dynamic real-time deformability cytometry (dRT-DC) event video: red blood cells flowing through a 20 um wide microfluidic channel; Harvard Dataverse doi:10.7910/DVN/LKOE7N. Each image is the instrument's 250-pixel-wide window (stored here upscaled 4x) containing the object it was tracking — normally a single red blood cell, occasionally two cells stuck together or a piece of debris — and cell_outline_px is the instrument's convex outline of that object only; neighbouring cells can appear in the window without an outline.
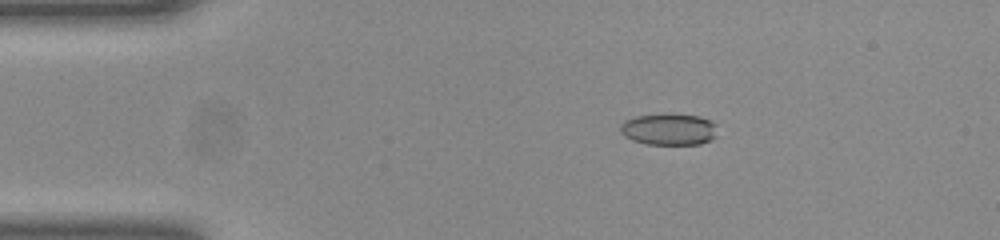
{"species": "common noctule bat (a hibernating species)", "species_latin": "Nyctalus noctula", "temperature_condition": "room temperature", "stored_images_in_passage": 50, "camera_frame_rate_fps": 3000, "um_per_image_px": 0.085, "animal": {"sex": "female", "body_mass_g": 23.0, "forearm_length_mm": 53.4}, "frame": {"image": 1, "passage_image": 9, "time_ms": 2.667, "image_size_px": [1000, 240], "cell_outline_px": [[716, 136], [712, 140], [700, 144], [644, 144], [632, 140], [624, 136], [620, 132], [620, 124], [624, 120], [636, 116], [700, 116], [712, 120], [716, 124]], "centroid_in_image_um": [56.87, 11.03], "position_along_channel_um": 28.1, "area_um2": 17.57}}
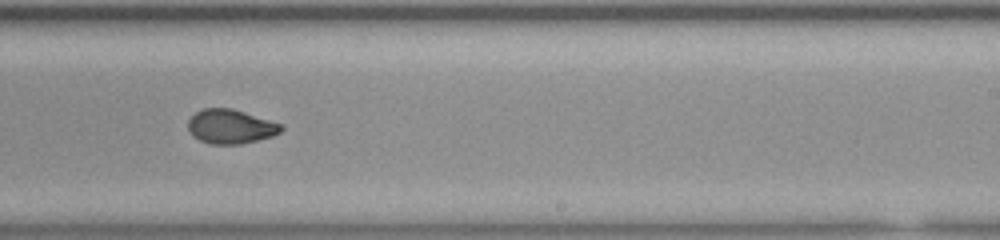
{"frame": {"image": 2, "passage_image": 31, "time_ms": 10.0, "image_size_px": [1000, 240], "cell_outline_px": [[284, 128], [280, 132], [272, 136], [240, 144], [212, 144], [200, 140], [192, 136], [188, 128], [188, 120], [200, 108], [232, 108], [284, 124]], "centroid_in_image_um": [19.61, 10.74], "position_along_channel_um": 269.4, "area_um2": 18.67}}
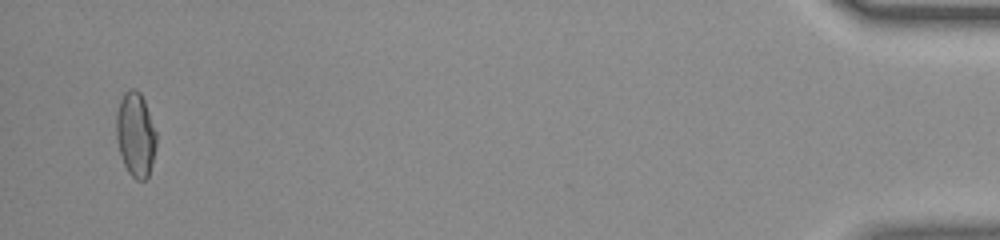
{"frame": {"image": 3, "passage_image": 49, "time_ms": 16.0, "image_size_px": [1000, 240], "cell_outline_px": [[156, 148], [148, 176], [144, 180], [136, 180], [128, 172], [124, 164], [120, 152], [116, 136], [116, 116], [120, 100], [124, 92], [128, 88], [136, 88], [140, 92], [144, 100], [156, 132]], "centroid_in_image_um": [11.52, 11.41], "position_along_channel_um": 423.7, "area_um2": 19.65}, "authors_computed_cell_mechanics": {"area_um2": 18.8139, "velocity_mm_per_s": 4.0441, "shape_relaxation_time_tau1_ms": 4.941, "shape_relaxation_time_tau2_ms": 0.6271, "deformation_change_tau1": 0.1549, "deformation_change_tau2": 0.0329}}